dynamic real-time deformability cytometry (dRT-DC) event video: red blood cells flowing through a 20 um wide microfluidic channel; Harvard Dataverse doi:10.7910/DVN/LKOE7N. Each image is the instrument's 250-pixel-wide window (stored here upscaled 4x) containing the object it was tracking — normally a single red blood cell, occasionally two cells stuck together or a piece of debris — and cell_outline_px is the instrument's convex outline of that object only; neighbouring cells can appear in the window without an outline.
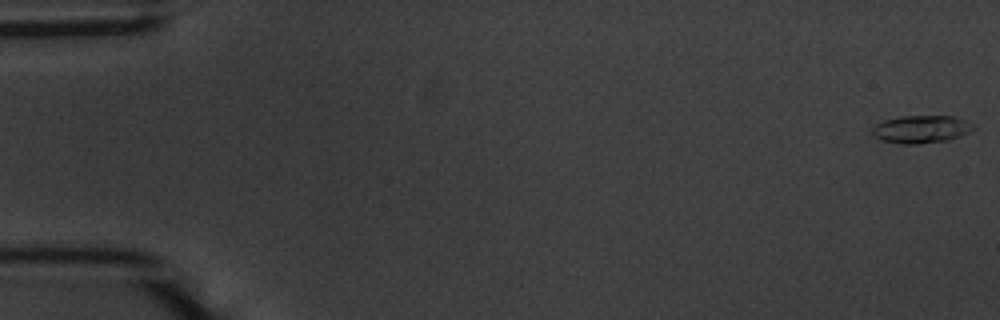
{"species": "common noctule bat (a hibernating species)", "species_latin": "Nyctalus noctula", "temperature_condition": "warm", "stored_images_in_passage": 56, "camera_frame_rate_fps": 3000, "um_per_image_px": 0.085, "animal": {"sex": "male", "body_mass_g": 20.1, "forearm_length_mm": 53.5}, "frame": {"image": 1, "passage_image": 1, "time_ms": 0.0, "image_size_px": [1000, 320], "cell_outline_px": [[976, 128], [960, 136], [948, 140], [916, 144], [900, 144], [880, 140], [872, 132], [872, 128], [876, 124], [884, 120], [900, 116], [956, 116], [972, 124]], "centroid_in_image_um": [78.29, 10.98], "position_along_channel_um": 6.7, "area_um2": 16.3}}
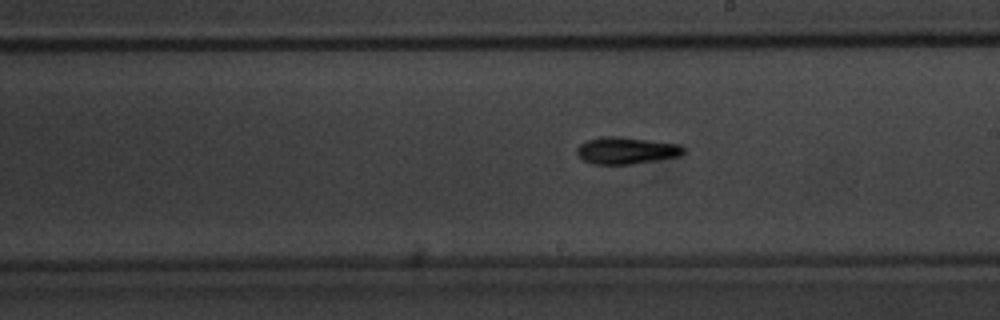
{"frame": {"image": 2, "passage_image": 32, "time_ms": 10.333, "image_size_px": [1000, 320], "cell_outline_px": [[688, 152], [680, 156], [632, 164], [592, 164], [584, 160], [576, 152], [576, 148], [580, 144], [588, 140], [600, 136], [620, 136], [680, 144]], "centroid_in_image_um": [53.26, 12.78], "position_along_channel_um": 235.7, "area_um2": 16.88}}
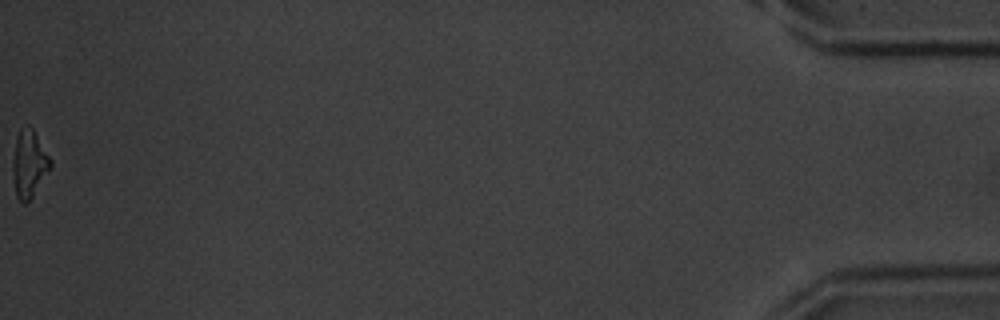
{"frame": {"image": 3, "passage_image": 56, "time_ms": 18.333, "image_size_px": [1000, 320], "cell_outline_px": [[52, 164], [32, 196], [24, 204], [16, 196], [12, 168], [12, 160], [16, 140], [20, 128], [28, 124], [32, 128], [52, 160]], "centroid_in_image_um": [2.46, 13.89], "position_along_channel_um": 432.7, "area_um2": 14.45}, "authors_computed_cell_mechanics": {"area_um2": 15.4326, "velocity_mm_per_s": 3.6854, "shape_relaxation_time_tau1_ms": 4.3658, "shape_relaxation_time_tau2_ms": null, "deformation_change_tau1": 0.1743, "deformation_change_tau2": null}}